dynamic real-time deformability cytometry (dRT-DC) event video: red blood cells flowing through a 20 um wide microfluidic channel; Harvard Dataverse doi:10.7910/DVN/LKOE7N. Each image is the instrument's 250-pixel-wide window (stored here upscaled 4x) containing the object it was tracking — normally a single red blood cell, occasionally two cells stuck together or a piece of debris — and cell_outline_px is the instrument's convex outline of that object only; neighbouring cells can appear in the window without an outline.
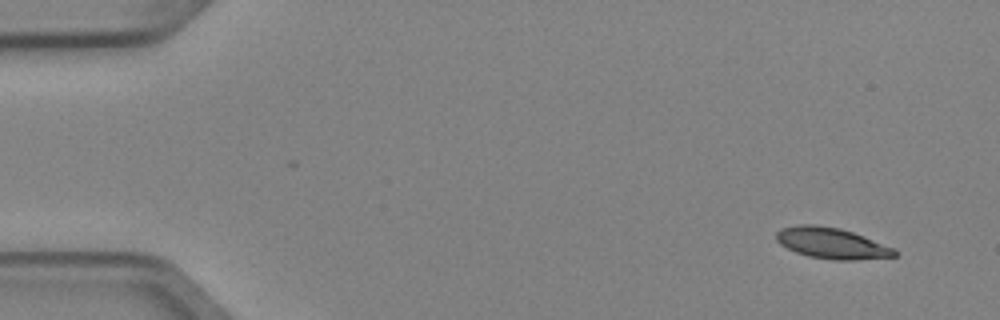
{"species": "Egyptian fruit bat (a non-hibernating species)", "species_latin": "Rousettus aegyptiacus", "temperature_condition": "cold", "stored_images_in_passage": 2, "camera_frame_rate_fps": 3000, "um_per_image_px": 0.085, "animal": {"sex": "female"}, "frame": {"image": 1, "passage_image": 2, "time_ms": 0.333, "image_size_px": [1000, 320], "cell_outline_px": [[896, 256], [852, 260], [836, 260], [808, 256], [796, 252], [780, 244], [776, 240], [776, 232], [780, 228], [800, 224], [816, 224], [840, 228], [864, 236], [892, 248], [896, 252]], "centroid_in_image_um": [70.63, 20.66], "position_along_channel_um": 14.4, "area_um2": 21.15}}